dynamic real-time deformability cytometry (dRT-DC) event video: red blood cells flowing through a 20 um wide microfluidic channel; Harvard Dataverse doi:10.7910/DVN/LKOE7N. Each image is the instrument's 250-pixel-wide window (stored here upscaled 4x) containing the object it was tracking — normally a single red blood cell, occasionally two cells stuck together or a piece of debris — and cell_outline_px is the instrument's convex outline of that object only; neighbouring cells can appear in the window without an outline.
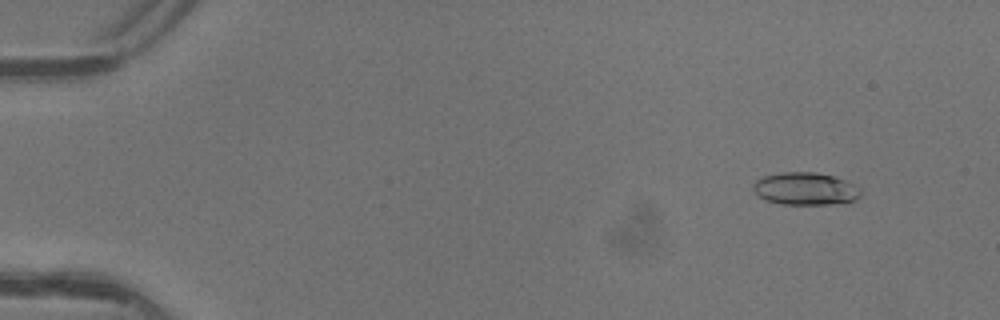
{"species": "common noctule bat (a hibernating species)", "species_latin": "Nyctalus noctula", "temperature_condition": "warm", "stored_images_in_passage": 3, "camera_frame_rate_fps": 3000, "um_per_image_px": 0.085, "animal": {"sex": "female"}, "frame": {"image": 1, "passage_image": 2, "time_ms": 0.333, "image_size_px": [1000, 320], "cell_outline_px": [[864, 192], [856, 200], [828, 204], [780, 204], [764, 200], [756, 196], [752, 188], [752, 184], [756, 180], [764, 176], [780, 172], [816, 172], [836, 176], [848, 180], [860, 188]], "centroid_in_image_um": [68.46, 16.03], "position_along_channel_um": 16.5, "area_um2": 20.87}}
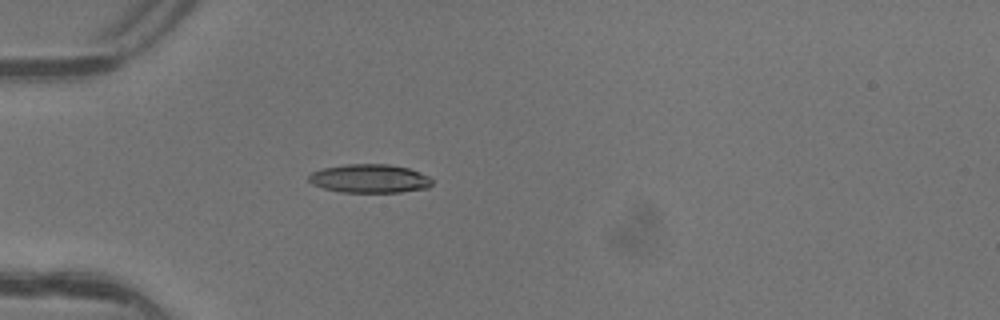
{"frame": {"image": 2, "passage_image": 3, "time_ms": 0.667, "image_size_px": [1000, 320], "cell_outline_px": [[432, 184], [428, 188], [400, 192], [344, 192], [324, 188], [312, 184], [308, 180], [308, 176], [312, 172], [324, 168], [344, 164], [388, 164], [408, 168], [428, 176], [432, 180]], "centroid_in_image_um": [31.41, 15.17], "position_along_channel_um": 53.6, "area_um2": 20.46}}